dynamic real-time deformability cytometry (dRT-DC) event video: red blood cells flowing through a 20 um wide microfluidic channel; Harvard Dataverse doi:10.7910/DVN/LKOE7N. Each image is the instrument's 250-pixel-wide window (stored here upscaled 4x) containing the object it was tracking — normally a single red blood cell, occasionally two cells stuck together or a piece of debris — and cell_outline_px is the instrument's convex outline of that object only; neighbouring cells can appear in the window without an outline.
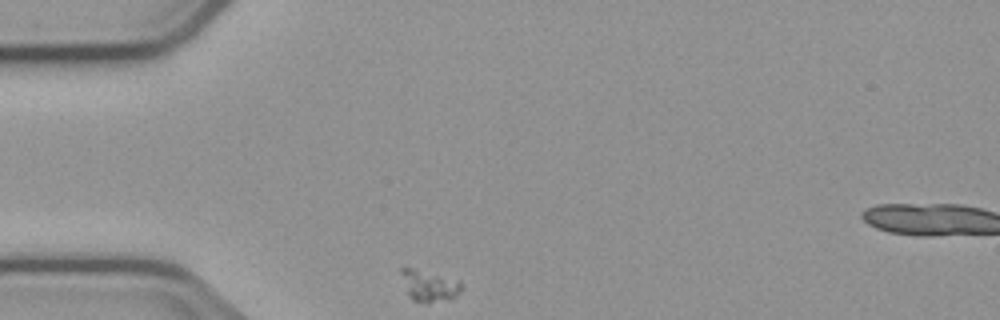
{"species": "common noctule bat (a hibernating species)", "species_latin": "Nyctalus noctula", "temperature_condition": "cold", "stored_images_in_passage": 4, "camera_frame_rate_fps": 3000, "um_per_image_px": 0.085, "animal": {"sex": "male", "body_mass_g": 23.1, "forearm_length_mm": 52.7}, "frame": {"image": 1, "passage_image": 1, "time_ms": 0.0, "image_size_px": [1000, 320], "cell_outline_px": [[460, 292], [456, 296], [428, 304], [412, 300], [408, 296], [400, 272], [400, 268], [412, 268], [460, 280]], "centroid_in_image_um": [36.45, 24.3], "position_along_channel_um": 48.6, "area_um2": 10.87}}
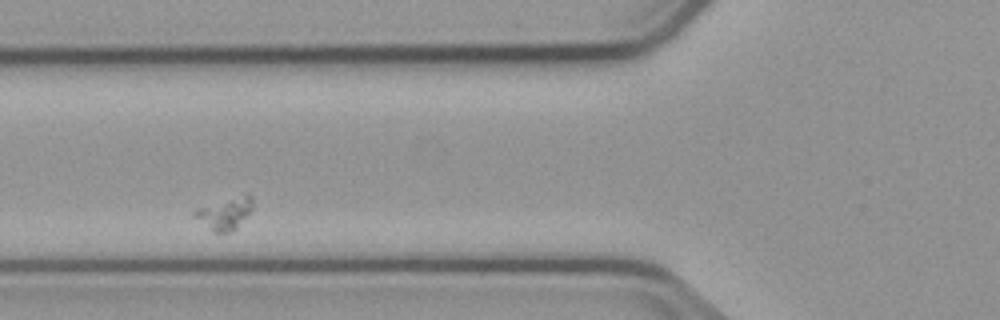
{"frame": {"image": 2, "passage_image": 3, "time_ms": 2.333, "image_size_px": [1000, 320], "cell_outline_px": [[252, 208], [236, 228], [228, 232], [212, 232], [192, 216], [192, 212], [196, 208], [248, 192], [252, 196]], "centroid_in_image_um": [19.07, 18.12], "position_along_channel_um": 106.7, "area_um2": 10.87}}